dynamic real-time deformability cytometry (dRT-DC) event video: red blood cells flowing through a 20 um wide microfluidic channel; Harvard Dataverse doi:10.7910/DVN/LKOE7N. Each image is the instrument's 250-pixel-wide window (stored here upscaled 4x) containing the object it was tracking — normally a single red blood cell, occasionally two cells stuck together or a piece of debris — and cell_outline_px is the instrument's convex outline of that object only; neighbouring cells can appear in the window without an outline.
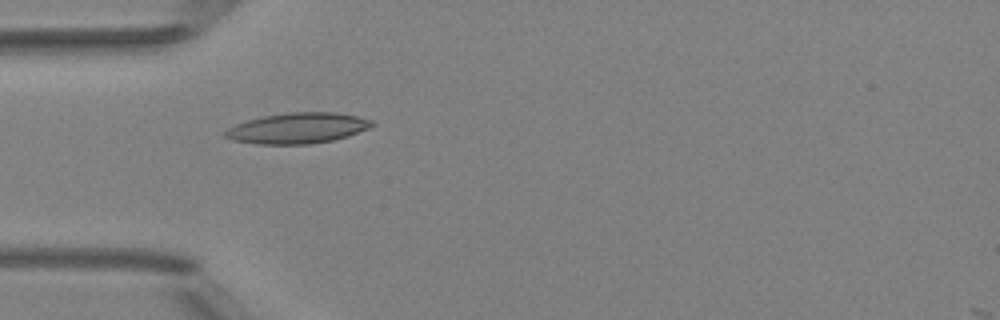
{"species": "Egyptian fruit bat (a non-hibernating species)", "species_latin": "Rousettus aegyptiacus", "temperature_condition": "room temperature", "stored_images_in_passage": 3, "camera_frame_rate_fps": 3000, "um_per_image_px": 0.085, "animal": {"sex": "female"}, "frame": {"image": 1, "passage_image": 2, "time_ms": 1.333, "image_size_px": [1000, 320], "cell_outline_px": [[376, 124], [368, 128], [348, 136], [332, 140], [312, 144], [256, 144], [232, 140], [224, 136], [224, 132], [228, 128], [236, 124], [248, 120], [264, 116], [288, 112], [336, 112], [356, 116], [372, 120]], "centroid_in_image_um": [25.3, 10.89], "position_along_channel_um": 59.7, "area_um2": 26.18}}
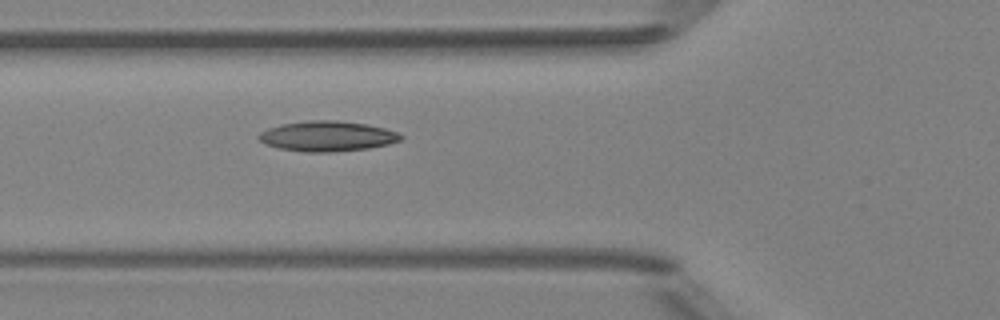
{"frame": {"image": 2, "passage_image": 3, "time_ms": 2.333, "image_size_px": [1000, 320], "cell_outline_px": [[404, 136], [400, 140], [388, 144], [368, 148], [332, 152], [304, 152], [280, 148], [264, 144], [256, 136], [260, 132], [268, 128], [280, 124], [308, 120], [336, 120], [368, 124], [384, 128], [396, 132]], "centroid_in_image_um": [27.79, 11.57], "position_along_channel_um": 98.0, "area_um2": 25.09}}